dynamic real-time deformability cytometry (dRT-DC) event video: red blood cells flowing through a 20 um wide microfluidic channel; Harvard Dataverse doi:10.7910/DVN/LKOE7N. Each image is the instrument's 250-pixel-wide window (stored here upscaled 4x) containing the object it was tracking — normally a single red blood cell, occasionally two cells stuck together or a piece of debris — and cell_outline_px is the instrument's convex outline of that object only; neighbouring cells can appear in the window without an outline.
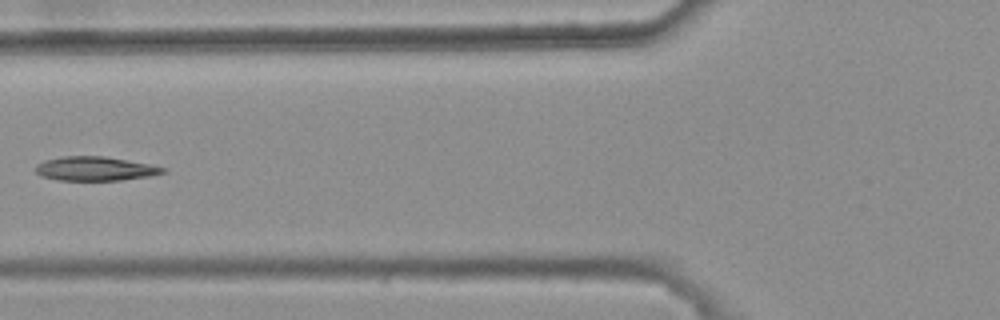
{"species": "common noctule bat (a hibernating species)", "species_latin": "Nyctalus noctula", "temperature_condition": "warm", "stored_images_in_passage": 5, "camera_frame_rate_fps": 3000, "um_per_image_px": 0.085, "animal": {"sex": "female", "body_mass_g": 25.1}, "frame": {"image": 1, "passage_image": 4, "time_ms": 1.0, "image_size_px": [1000, 320], "cell_outline_px": [[168, 172], [148, 176], [120, 180], [56, 180], [40, 176], [36, 172], [36, 164], [44, 160], [64, 156], [104, 156], [148, 164], [164, 168]], "centroid_in_image_um": [8.04, 14.34], "position_along_channel_um": 117.8, "area_um2": 17.74}}
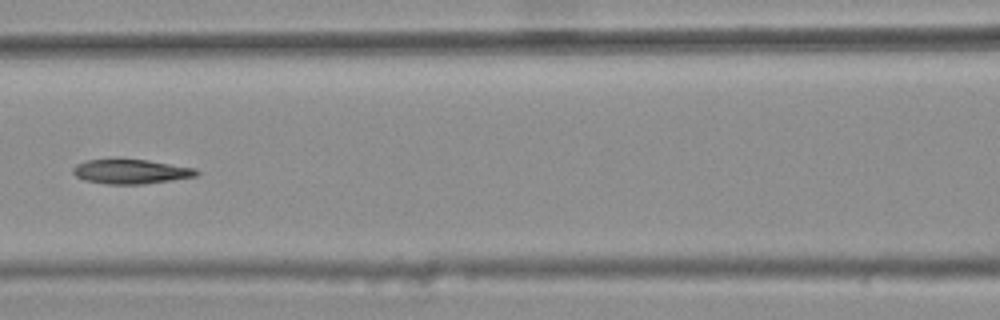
{"frame": {"image": 2, "passage_image": 5, "time_ms": 1.333, "image_size_px": [1000, 320], "cell_outline_px": [[200, 172], [196, 176], [172, 180], [144, 184], [104, 184], [84, 180], [76, 176], [72, 172], [72, 168], [76, 164], [88, 160], [112, 156], [148, 160], [196, 168]], "centroid_in_image_um": [11.07, 14.54], "position_along_channel_um": 155.5, "area_um2": 18.38}}